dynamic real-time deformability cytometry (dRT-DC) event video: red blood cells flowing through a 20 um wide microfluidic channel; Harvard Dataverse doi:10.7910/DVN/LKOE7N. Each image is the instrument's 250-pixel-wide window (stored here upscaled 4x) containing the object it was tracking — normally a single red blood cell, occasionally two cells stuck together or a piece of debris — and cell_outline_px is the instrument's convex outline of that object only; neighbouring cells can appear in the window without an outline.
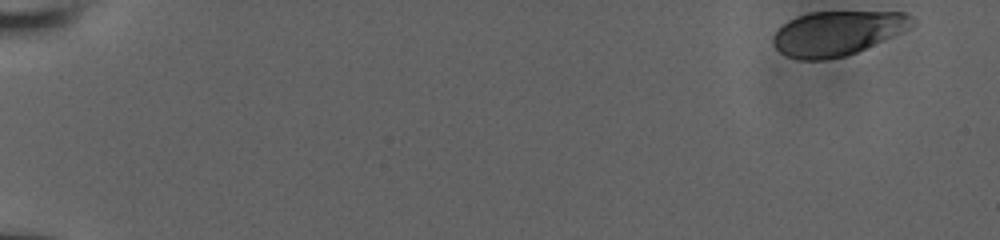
{"species": "human", "species_latin": "Homo sapiens", "temperature_condition": "room temperature", "stored_images_in_passage": 36, "camera_frame_rate_fps": 3000, "um_per_image_px": 0.085, "donor": {"sex": "male"}, "frame": {"image": 1, "passage_image": 1, "time_ms": 0.0, "image_size_px": [1000, 240], "cell_outline_px": [[916, 24], [912, 28], [856, 52], [844, 56], [824, 60], [800, 60], [788, 56], [780, 52], [772, 44], [772, 36], [788, 20], [796, 16], [808, 12], [904, 12], [912, 16], [916, 20]], "centroid_in_image_um": [71.19, 2.81], "position_along_channel_um": 13.8, "area_um2": 36.18}}
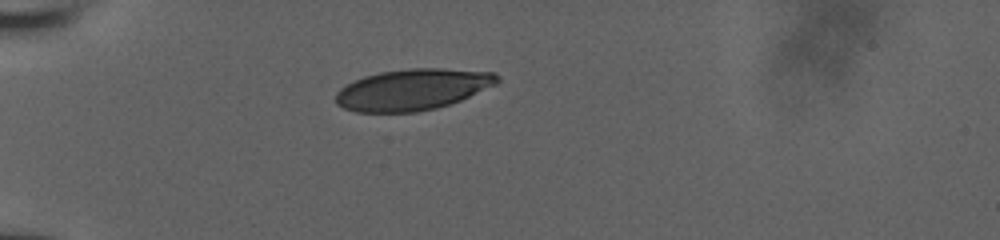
{"frame": {"image": 2, "passage_image": 31, "time_ms": 5.0, "image_size_px": [1000, 240], "cell_outline_px": [[500, 80], [496, 84], [460, 100], [436, 108], [416, 112], [356, 112], [344, 108], [336, 104], [336, 92], [340, 88], [364, 76], [380, 72], [412, 68], [440, 68], [496, 72], [500, 76]], "centroid_in_image_um": [35.08, 7.6], "position_along_channel_um": 49.9, "area_um2": 38.67}}